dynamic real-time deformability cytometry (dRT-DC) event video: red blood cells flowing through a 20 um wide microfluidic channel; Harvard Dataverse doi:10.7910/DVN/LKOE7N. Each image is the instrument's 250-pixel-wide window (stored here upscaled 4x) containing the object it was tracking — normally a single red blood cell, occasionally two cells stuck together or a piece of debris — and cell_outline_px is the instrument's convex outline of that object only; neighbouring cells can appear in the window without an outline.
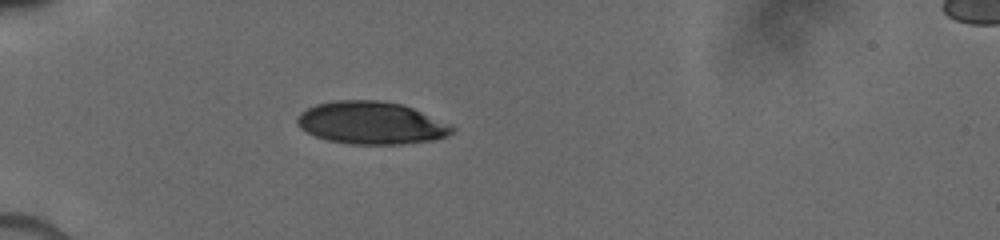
{"species": "human", "species_latin": "Homo sapiens", "temperature_condition": "cold", "stored_images_in_passage": 9, "camera_frame_rate_fps": 3000, "um_per_image_px": 0.085, "donor": {"sex": "male"}, "frame": {"image": 1, "passage_image": 7, "time_ms": 5.0, "image_size_px": [1000, 240], "cell_outline_px": [[456, 128], [448, 136], [436, 140], [404, 144], [348, 144], [328, 140], [316, 136], [300, 128], [296, 124], [296, 116], [300, 112], [316, 104], [332, 100], [380, 100], [404, 104], [452, 124]], "centroid_in_image_um": [31.59, 10.44], "position_along_channel_um": 53.4, "area_um2": 38.96}}
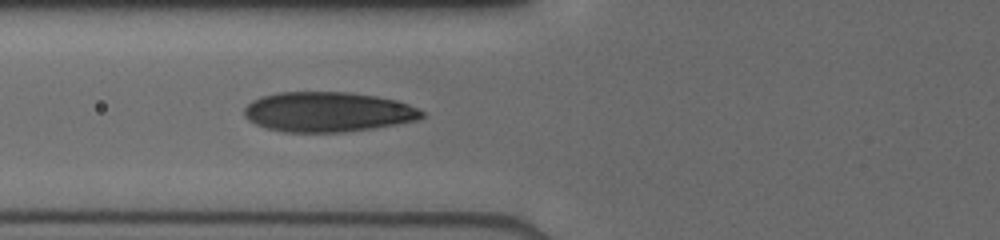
{"frame": {"image": 2, "passage_image": 9, "time_ms": 6.667, "image_size_px": [1000, 240], "cell_outline_px": [[424, 116], [416, 120], [396, 124], [372, 128], [344, 132], [284, 132], [264, 128], [248, 120], [244, 116], [244, 108], [252, 100], [260, 96], [276, 92], [348, 92], [376, 96], [396, 100], [408, 104], [424, 112]], "centroid_in_image_um": [27.81, 9.51], "position_along_channel_um": 98.0, "area_um2": 41.44}}